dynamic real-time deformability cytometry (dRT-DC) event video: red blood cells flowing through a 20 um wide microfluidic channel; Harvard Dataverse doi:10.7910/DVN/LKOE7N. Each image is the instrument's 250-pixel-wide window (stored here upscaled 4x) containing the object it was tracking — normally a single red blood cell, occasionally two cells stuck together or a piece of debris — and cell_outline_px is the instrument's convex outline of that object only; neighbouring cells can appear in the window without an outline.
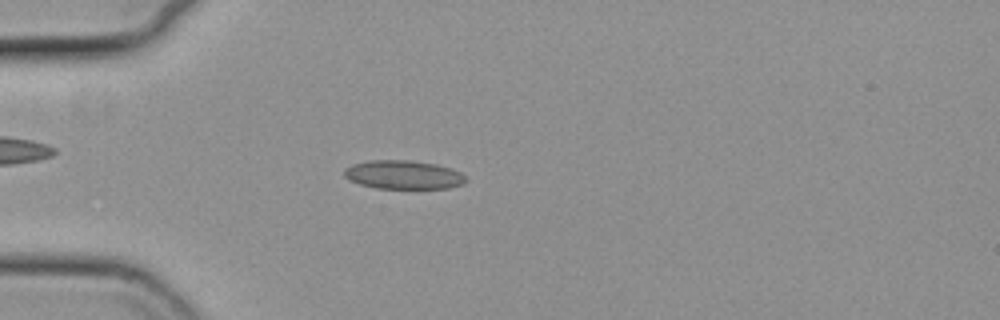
{"species": "common noctule bat (a hibernating species)", "species_latin": "Nyctalus noctula", "temperature_condition": "cold", "stored_images_in_passage": 46, "camera_frame_rate_fps": 3000, "um_per_image_px": 0.085, "animal": {"sex": "female", "body_mass_g": 19.3, "forearm_length_mm": 54.1}, "frame": {"image": 1, "passage_image": 12, "time_ms": 3.667, "image_size_px": [1000, 320], "cell_outline_px": [[468, 180], [464, 184], [448, 188], [376, 188], [360, 184], [348, 180], [344, 176], [344, 168], [352, 164], [372, 160], [408, 160], [436, 164], [452, 168], [460, 172]], "centroid_in_image_um": [34.29, 14.85], "position_along_channel_um": 50.7, "area_um2": 20.4}}
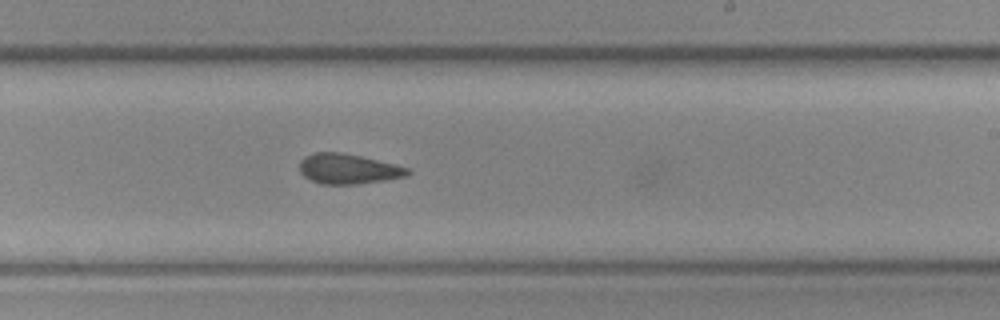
{"frame": {"image": 2, "passage_image": 30, "time_ms": 9.667, "image_size_px": [1000, 320], "cell_outline_px": [[412, 172], [408, 176], [384, 180], [356, 184], [320, 184], [304, 176], [300, 172], [300, 160], [304, 156], [316, 152], [340, 152], [360, 156], [408, 168]], "centroid_in_image_um": [29.57, 14.36], "position_along_channel_um": 259.4, "area_um2": 18.79}}
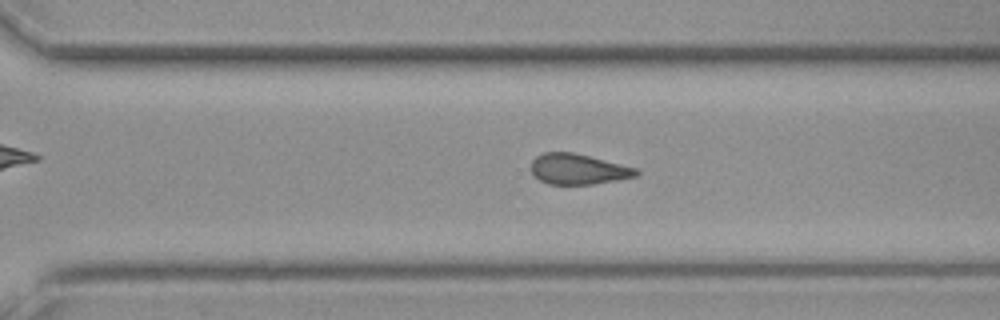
{"frame": {"image": 3, "passage_image": 35, "time_ms": 11.333, "image_size_px": [1000, 320], "cell_outline_px": [[640, 172], [636, 176], [616, 180], [592, 184], [548, 184], [540, 180], [532, 172], [532, 160], [536, 156], [544, 152], [572, 152], [636, 168]], "centroid_in_image_um": [49.12, 14.37], "position_along_channel_um": 321.5, "area_um2": 18.38}}